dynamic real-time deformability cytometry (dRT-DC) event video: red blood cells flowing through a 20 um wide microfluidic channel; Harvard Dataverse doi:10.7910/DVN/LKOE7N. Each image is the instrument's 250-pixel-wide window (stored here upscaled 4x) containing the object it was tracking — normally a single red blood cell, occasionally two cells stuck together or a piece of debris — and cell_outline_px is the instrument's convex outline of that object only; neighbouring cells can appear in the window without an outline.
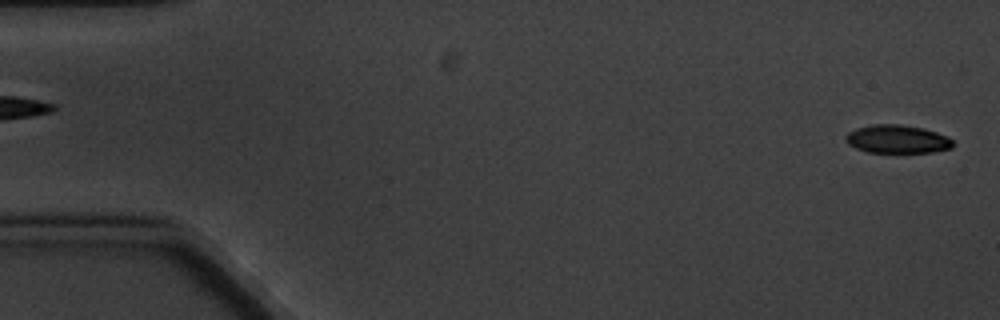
{"species": "common noctule bat (a hibernating species)", "species_latin": "Nyctalus noctula", "temperature_condition": "cold", "stored_images_in_passage": 4, "segment_of_instrument_passage": [2, 2], "camera_frame_rate_fps": 3000, "um_per_image_px": 0.085, "animal": {"sex": "male", "body_mass_g": 20.1, "forearm_length_mm": 53.5}, "frame": {"image": 1, "passage_image": 4, "time_ms": 4.333, "image_size_px": [1000, 320], "cell_outline_px": [[952, 148], [932, 152], [868, 152], [856, 148], [848, 144], [844, 140], [844, 136], [848, 132], [856, 128], [872, 124], [900, 124], [920, 128], [936, 132], [948, 136], [952, 140]], "centroid_in_image_um": [76.23, 11.82], "position_along_channel_um": 8.8, "area_um2": 17.63}}